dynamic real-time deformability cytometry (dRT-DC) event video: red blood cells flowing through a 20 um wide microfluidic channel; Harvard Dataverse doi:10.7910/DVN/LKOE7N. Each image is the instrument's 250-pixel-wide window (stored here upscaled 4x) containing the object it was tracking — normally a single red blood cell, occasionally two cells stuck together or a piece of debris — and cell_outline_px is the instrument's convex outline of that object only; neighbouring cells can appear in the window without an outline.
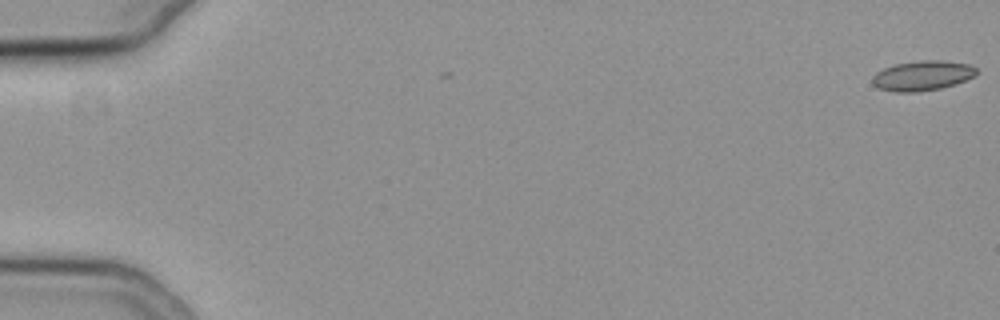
{"species": "common noctule bat (a hibernating species)", "species_latin": "Nyctalus noctula", "temperature_condition": "cold", "stored_images_in_passage": 4, "camera_frame_rate_fps": 3000, "um_per_image_px": 0.085, "animal": {"sex": "female", "body_mass_g": 19.3, "forearm_length_mm": 54.1}, "frame": {"image": 1, "passage_image": 1, "time_ms": 0.0, "image_size_px": [1000, 320], "cell_outline_px": [[976, 76], [956, 84], [940, 88], [916, 92], [896, 92], [880, 88], [872, 84], [872, 76], [876, 72], [884, 68], [896, 64], [920, 60], [944, 60], [972, 64], [976, 68]], "centroid_in_image_um": [78.43, 6.42], "position_along_channel_um": 6.6, "area_um2": 18.26}}